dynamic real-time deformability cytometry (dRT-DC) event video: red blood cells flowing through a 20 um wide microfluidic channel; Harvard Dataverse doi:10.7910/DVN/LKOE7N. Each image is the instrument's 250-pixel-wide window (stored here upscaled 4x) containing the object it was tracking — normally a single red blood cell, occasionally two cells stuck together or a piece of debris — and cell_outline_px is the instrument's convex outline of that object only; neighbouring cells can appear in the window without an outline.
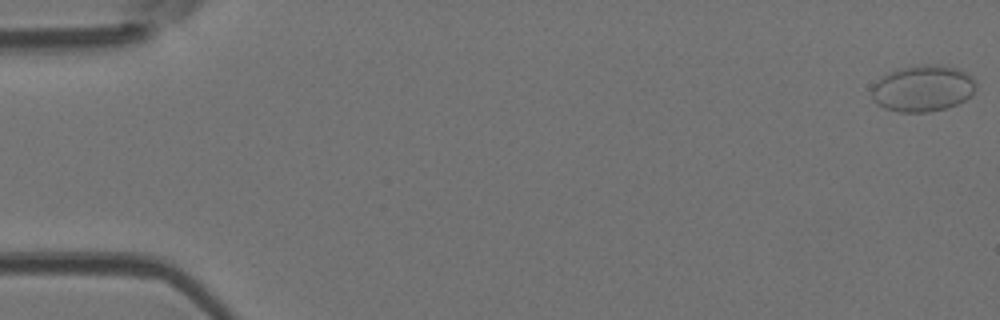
{"species": "Egyptian fruit bat (a non-hibernating species)", "species_latin": "Rousettus aegyptiacus", "temperature_condition": "room temperature", "stored_images_in_passage": 8, "camera_frame_rate_fps": 3000, "um_per_image_px": 0.085, "animal": {"sex": "female"}, "frame": {"image": 1, "passage_image": 1, "time_ms": 0.0, "image_size_px": [1000, 320], "cell_outline_px": [[976, 88], [964, 100], [956, 104], [944, 108], [928, 112], [900, 112], [884, 108], [876, 104], [872, 100], [872, 88], [876, 80], [880, 76], [896, 68], [924, 64], [940, 64], [956, 68], [968, 72], [976, 80]], "centroid_in_image_um": [78.41, 7.49], "position_along_channel_um": 6.6, "area_um2": 28.55}}